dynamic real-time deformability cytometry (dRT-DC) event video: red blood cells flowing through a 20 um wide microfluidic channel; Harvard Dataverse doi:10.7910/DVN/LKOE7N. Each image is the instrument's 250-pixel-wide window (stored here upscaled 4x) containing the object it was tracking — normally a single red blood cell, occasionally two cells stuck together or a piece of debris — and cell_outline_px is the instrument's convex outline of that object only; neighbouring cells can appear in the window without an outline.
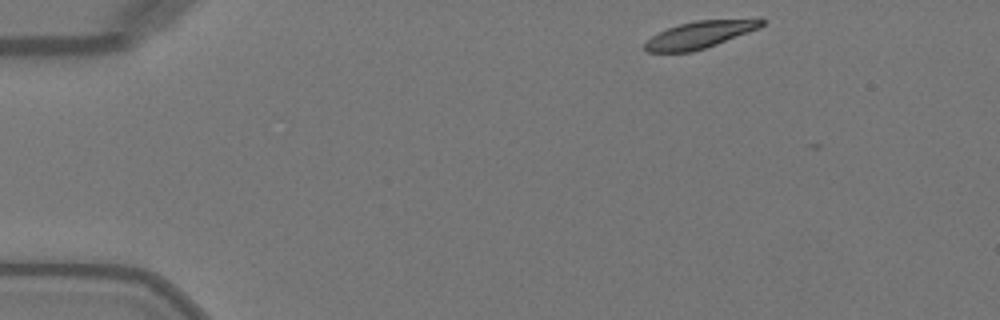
{"species": "Egyptian fruit bat (a non-hibernating species)", "species_latin": "Rousettus aegyptiacus", "temperature_condition": "warm", "stored_images_in_passage": 9, "camera_frame_rate_fps": 3000, "um_per_image_px": 0.085, "animal": {"sex": "female"}, "frame": {"image": 1, "passage_image": 1, "time_ms": 0.0, "image_size_px": [1000, 320], "cell_outline_px": [[764, 24], [760, 28], [716, 44], [692, 52], [648, 52], [644, 48], [644, 44], [652, 36], [668, 28], [680, 24], [696, 20], [760, 16], [764, 20]], "centroid_in_image_um": [59.61, 2.9], "position_along_channel_um": 25.4, "area_um2": 18.84}}